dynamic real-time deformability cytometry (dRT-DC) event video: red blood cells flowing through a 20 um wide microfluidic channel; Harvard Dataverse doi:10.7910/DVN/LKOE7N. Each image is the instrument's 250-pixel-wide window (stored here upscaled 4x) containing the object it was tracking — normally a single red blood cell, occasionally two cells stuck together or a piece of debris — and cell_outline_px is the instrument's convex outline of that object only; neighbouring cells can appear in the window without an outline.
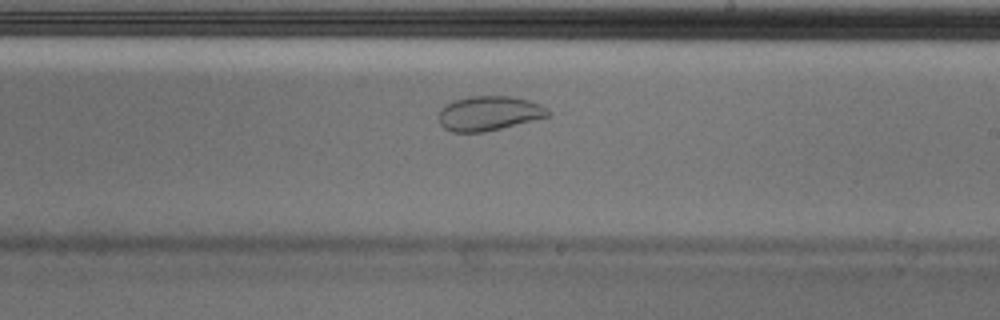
{"species": "Egyptian fruit bat (a non-hibernating species)", "species_latin": "Rousettus aegyptiacus", "temperature_condition": "cold", "stored_images_in_passage": 54, "camera_frame_rate_fps": 3000, "um_per_image_px": 0.085, "animal": {"sex": "male"}, "frame": {"image": 1, "passage_image": 31, "time_ms": 10.0, "image_size_px": [1000, 320], "cell_outline_px": [[552, 112], [548, 116], [484, 132], [452, 132], [444, 128], [440, 124], [440, 108], [444, 104], [452, 100], [468, 96], [512, 96], [528, 100], [540, 104], [548, 108]], "centroid_in_image_um": [41.54, 9.61], "position_along_channel_um": 247.5, "area_um2": 22.02}, "authors_computed_cell_mechanics": {"area_um2": 28.6399, "velocity_mm_per_s": 3.6401, "shape_relaxation_time_tau1_ms": null, "shape_relaxation_time_tau2_ms": 0.9891, "deformation_change_tau1": null, "deformation_change_tau2": 0.0494}}